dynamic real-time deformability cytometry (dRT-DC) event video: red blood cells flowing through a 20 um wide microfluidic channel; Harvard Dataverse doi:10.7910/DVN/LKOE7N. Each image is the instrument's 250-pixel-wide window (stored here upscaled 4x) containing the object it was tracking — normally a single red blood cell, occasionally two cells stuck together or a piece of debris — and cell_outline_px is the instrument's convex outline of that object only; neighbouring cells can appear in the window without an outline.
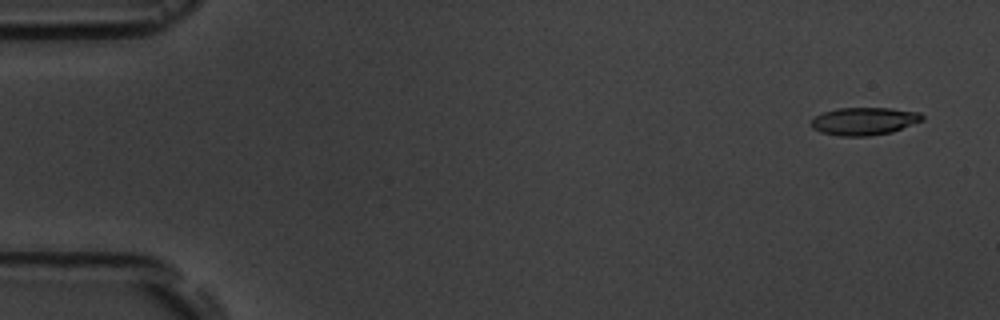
{"species": "common noctule bat (a hibernating species)", "species_latin": "Nyctalus noctula", "temperature_condition": "room temperature", "stored_images_in_passage": 5, "segment_of_instrument_passage": [1, 2], "camera_frame_rate_fps": 3000, "um_per_image_px": 0.085, "animal": {"sex": "male", "body_mass_g": 19.5, "forearm_length_mm": 54.6}, "frame": {"image": 1, "passage_image": 1, "time_ms": 0.0, "image_size_px": [1000, 320], "cell_outline_px": [[924, 120], [892, 132], [868, 136], [840, 136], [820, 132], [812, 128], [812, 120], [816, 116], [824, 112], [836, 108], [892, 108], [920, 112], [924, 116]], "centroid_in_image_um": [73.48, 10.3], "position_along_channel_um": 11.5, "area_um2": 17.98}}
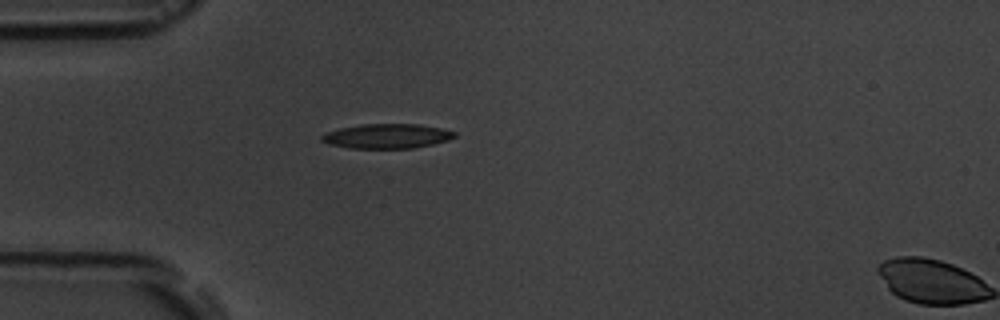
{"frame": {"image": 2, "passage_image": 4, "time_ms": 4.333, "image_size_px": [1000, 320], "cell_outline_px": [[456, 136], [448, 140], [432, 144], [412, 148], [352, 148], [328, 144], [320, 140], [320, 136], [324, 132], [340, 128], [360, 124], [420, 124], [440, 128], [456, 132]], "centroid_in_image_um": [32.85, 11.56], "position_along_channel_um": 52.1, "area_um2": 19.07}}